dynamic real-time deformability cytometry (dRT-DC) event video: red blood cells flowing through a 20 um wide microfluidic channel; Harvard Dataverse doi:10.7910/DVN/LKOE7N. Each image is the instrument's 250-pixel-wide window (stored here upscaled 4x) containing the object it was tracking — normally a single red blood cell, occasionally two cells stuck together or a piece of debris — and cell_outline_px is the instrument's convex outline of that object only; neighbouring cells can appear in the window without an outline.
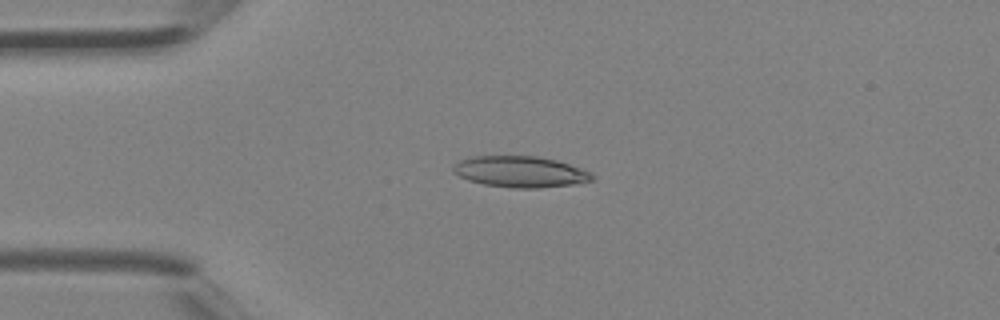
{"species": "Egyptian fruit bat (a non-hibernating species)", "species_latin": "Rousettus aegyptiacus", "temperature_condition": "room temperature", "stored_images_in_passage": 4, "camera_frame_rate_fps": 3000, "um_per_image_px": 0.085, "animal": {"sex": "female"}, "frame": {"image": 1, "passage_image": 3, "time_ms": 0.667, "image_size_px": [1000, 320], "cell_outline_px": [[596, 176], [592, 180], [572, 184], [540, 188], [512, 188], [484, 184], [468, 180], [452, 172], [452, 168], [460, 160], [472, 156], [536, 156], [556, 160], [592, 172]], "centroid_in_image_um": [44.22, 14.6], "position_along_channel_um": 40.8, "area_um2": 25.14}}